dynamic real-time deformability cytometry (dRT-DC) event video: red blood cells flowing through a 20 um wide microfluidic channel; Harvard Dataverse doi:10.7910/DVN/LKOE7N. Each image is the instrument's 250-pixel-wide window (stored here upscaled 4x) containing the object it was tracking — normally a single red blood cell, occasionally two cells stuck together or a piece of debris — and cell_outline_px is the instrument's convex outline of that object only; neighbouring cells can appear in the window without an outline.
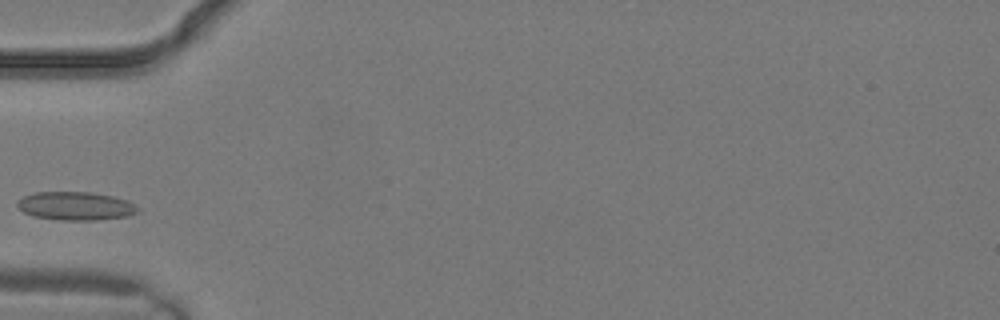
{"species": "common noctule bat (a hibernating species)", "species_latin": "Nyctalus noctula", "temperature_condition": "warm", "stored_images_in_passage": 1, "camera_frame_rate_fps": 3000, "um_per_image_px": 0.085, "animal": {"sex": "male", "body_mass_g": 19.2, "forearm_length_mm": 51.8}, "frame": {"image": 1, "passage_image": 1, "time_ms": 0.0, "image_size_px": [1000, 320], "cell_outline_px": [[140, 212], [128, 216], [96, 220], [56, 220], [32, 216], [24, 212], [16, 204], [16, 200], [24, 196], [36, 192], [92, 192], [112, 196], [128, 200], [140, 208]], "centroid_in_image_um": [6.44, 17.51], "position_along_channel_um": 78.6, "area_um2": 20.17}}